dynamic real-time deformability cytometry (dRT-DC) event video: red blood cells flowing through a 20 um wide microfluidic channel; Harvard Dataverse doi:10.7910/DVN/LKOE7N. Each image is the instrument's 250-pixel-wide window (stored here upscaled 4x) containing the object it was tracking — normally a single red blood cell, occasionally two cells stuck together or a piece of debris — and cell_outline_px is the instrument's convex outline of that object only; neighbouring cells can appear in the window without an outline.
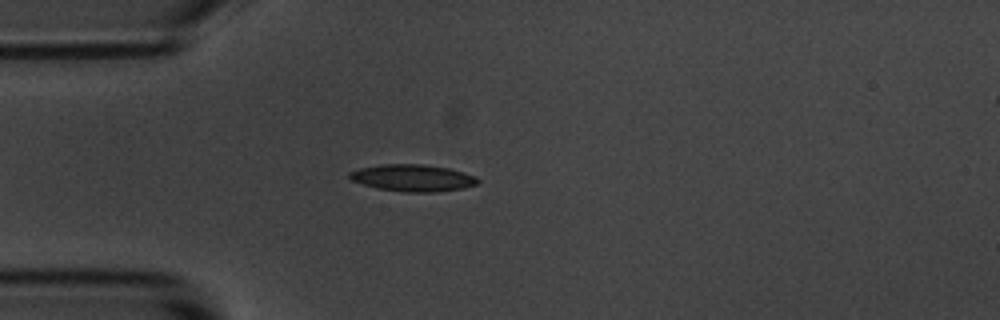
{"species": "common noctule bat (a hibernating species)", "species_latin": "Nyctalus noctula", "temperature_condition": "room temperature", "stored_images_in_passage": 2, "camera_frame_rate_fps": 3000, "um_per_image_px": 0.085, "animal": {"sex": "male", "body_mass_g": 20.1, "forearm_length_mm": 53.5}, "frame": {"image": 1, "passage_image": 2, "time_ms": 1.0, "image_size_px": [1000, 320], "cell_outline_px": [[480, 180], [476, 184], [464, 188], [440, 192], [404, 192], [376, 188], [352, 180], [348, 176], [348, 172], [360, 168], [384, 164], [424, 164], [448, 168], [464, 172], [476, 176]], "centroid_in_image_um": [35.11, 15.12], "position_along_channel_um": 49.9, "area_um2": 20.17}}